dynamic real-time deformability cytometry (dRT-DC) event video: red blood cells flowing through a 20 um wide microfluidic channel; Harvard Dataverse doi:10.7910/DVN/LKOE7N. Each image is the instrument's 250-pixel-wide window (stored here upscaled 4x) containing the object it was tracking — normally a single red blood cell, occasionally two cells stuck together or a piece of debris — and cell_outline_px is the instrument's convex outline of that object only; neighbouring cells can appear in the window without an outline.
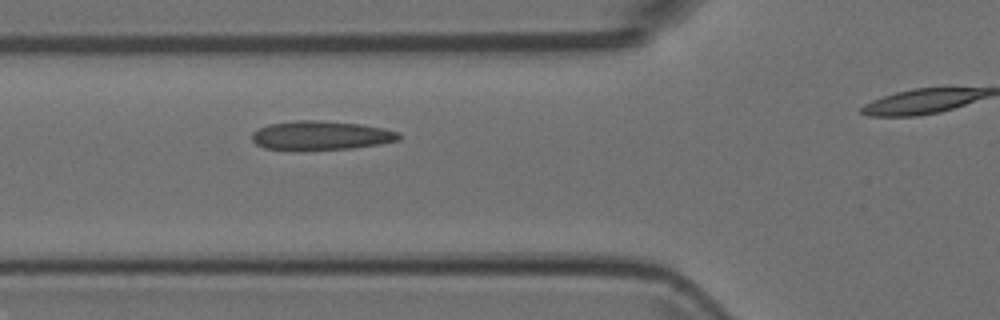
{"species": "Egyptian fruit bat (a non-hibernating species)", "species_latin": "Rousettus aegyptiacus", "temperature_condition": "room temperature", "stored_images_in_passage": 5, "segment_of_instrument_passage": [1, 2], "camera_frame_rate_fps": 3000, "um_per_image_px": 0.085, "animal": {"sex": "female"}, "frame": {"image": 1, "passage_image": 4, "time_ms": 1.0, "image_size_px": [1000, 320], "cell_outline_px": [[400, 140], [380, 144], [352, 148], [292, 152], [264, 148], [256, 144], [252, 140], [252, 132], [268, 124], [296, 120], [320, 120], [360, 124], [384, 128], [400, 132]], "centroid_in_image_um": [27.24, 11.54], "position_along_channel_um": 98.6, "area_um2": 25.55}}